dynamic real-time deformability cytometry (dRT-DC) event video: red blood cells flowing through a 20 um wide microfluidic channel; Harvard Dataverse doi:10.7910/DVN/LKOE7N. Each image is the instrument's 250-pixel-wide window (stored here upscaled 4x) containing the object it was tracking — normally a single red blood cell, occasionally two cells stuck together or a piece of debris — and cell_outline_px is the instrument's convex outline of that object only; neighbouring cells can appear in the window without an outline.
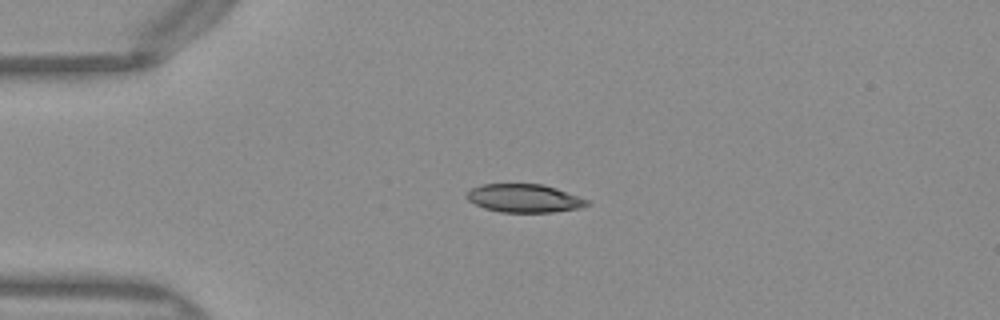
{"species": "Egyptian fruit bat (a non-hibernating species)", "species_latin": "Rousettus aegyptiacus", "temperature_condition": "warm", "stored_images_in_passage": 39, "camera_frame_rate_fps": 3000, "um_per_image_px": 0.085, "frame": {"image": 1, "passage_image": 1, "time_ms": 0.0, "image_size_px": [1000, 320], "cell_outline_px": [[592, 204], [580, 208], [552, 212], [500, 212], [484, 208], [468, 200], [468, 192], [472, 188], [480, 184], [544, 184], [556, 188], [588, 200]], "centroid_in_image_um": [44.58, 16.85], "position_along_channel_um": 40.4, "area_um2": 19.71}}
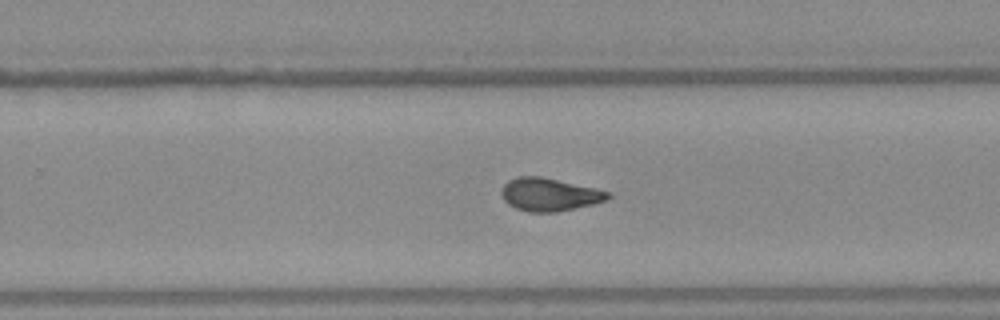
{"frame": {"image": 2, "passage_image": 21, "time_ms": 6.667, "image_size_px": [1000, 320], "cell_outline_px": [[612, 196], [608, 200], [596, 204], [556, 212], [528, 212], [516, 208], [508, 204], [504, 200], [500, 192], [504, 184], [508, 180], [516, 176], [540, 176], [612, 192]], "centroid_in_image_um": [46.72, 16.54], "position_along_channel_um": 283.1, "area_um2": 20.63}}
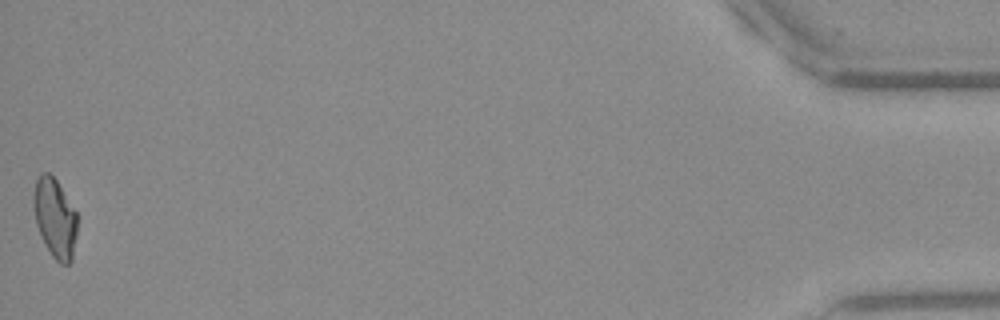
{"frame": {"image": 3, "passage_image": 39, "time_ms": 12.667, "image_size_px": [1000, 320], "cell_outline_px": [[76, 236], [72, 260], [68, 264], [60, 264], [52, 256], [44, 244], [36, 224], [32, 204], [32, 196], [36, 180], [40, 172], [48, 172], [56, 180], [76, 212]], "centroid_in_image_um": [4.64, 18.53], "position_along_channel_um": 430.6, "area_um2": 20.23}, "authors_computed_cell_mechanics": {"area_um2": 20.2878, "velocity_mm_per_s": 4.0536, "shape_relaxation_time_tau1_ms": 8.1066, "shape_relaxation_time_tau2_ms": 2.04, "deformation_change_tau1": 0.2206, "deformation_change_tau2": 0.0697}}